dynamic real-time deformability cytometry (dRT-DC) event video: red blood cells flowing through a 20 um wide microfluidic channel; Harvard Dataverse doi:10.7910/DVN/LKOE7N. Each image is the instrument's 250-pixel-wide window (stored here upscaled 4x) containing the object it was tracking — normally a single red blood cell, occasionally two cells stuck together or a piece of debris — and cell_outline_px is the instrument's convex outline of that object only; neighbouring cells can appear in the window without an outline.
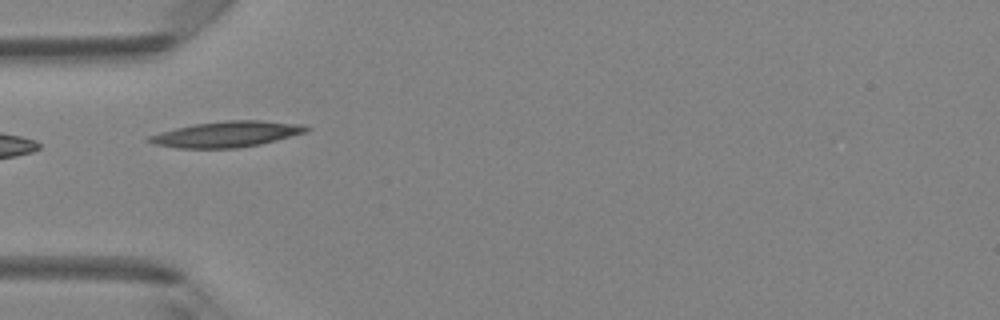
{"species": "Egyptian fruit bat (a non-hibernating species)", "species_latin": "Rousettus aegyptiacus", "temperature_condition": "room temperature", "stored_images_in_passage": 10, "camera_frame_rate_fps": 3000, "um_per_image_px": 0.085, "animal": {"sex": "female"}, "frame": {"image": 1, "passage_image": 1, "time_ms": 0.0, "image_size_px": [1000, 320], "cell_outline_px": [[312, 128], [304, 132], [276, 140], [260, 144], [236, 148], [176, 148], [152, 144], [144, 140], [148, 136], [160, 132], [192, 124], [224, 120], [260, 120], [304, 124]], "centroid_in_image_um": [19.22, 11.4], "position_along_channel_um": 65.8, "area_um2": 23.76}}